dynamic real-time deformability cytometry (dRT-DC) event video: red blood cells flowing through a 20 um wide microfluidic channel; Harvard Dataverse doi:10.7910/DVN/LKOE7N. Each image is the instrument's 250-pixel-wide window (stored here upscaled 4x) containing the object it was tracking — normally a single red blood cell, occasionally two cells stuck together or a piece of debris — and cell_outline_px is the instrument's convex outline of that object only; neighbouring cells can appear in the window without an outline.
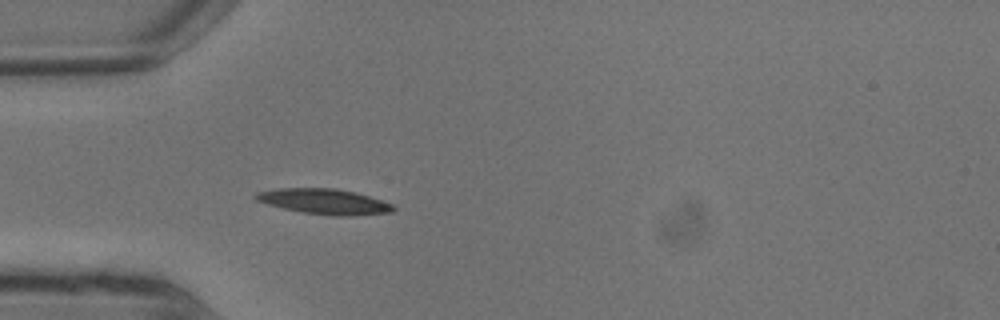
{"species": "common noctule bat (a hibernating species)", "species_latin": "Nyctalus noctula", "temperature_condition": "warm", "stored_images_in_passage": 2, "camera_frame_rate_fps": 3000, "um_per_image_px": 0.085, "animal": {"sex": "male", "body_mass_g": 13.3}, "frame": {"image": 1, "passage_image": 2, "time_ms": 0.333, "image_size_px": [1000, 320], "cell_outline_px": [[396, 208], [392, 212], [352, 216], [332, 216], [300, 212], [268, 204], [256, 200], [252, 196], [256, 192], [276, 188], [336, 188], [368, 196], [392, 204]], "centroid_in_image_um": [27.53, 17.13], "position_along_channel_um": 57.5, "area_um2": 20.35}}